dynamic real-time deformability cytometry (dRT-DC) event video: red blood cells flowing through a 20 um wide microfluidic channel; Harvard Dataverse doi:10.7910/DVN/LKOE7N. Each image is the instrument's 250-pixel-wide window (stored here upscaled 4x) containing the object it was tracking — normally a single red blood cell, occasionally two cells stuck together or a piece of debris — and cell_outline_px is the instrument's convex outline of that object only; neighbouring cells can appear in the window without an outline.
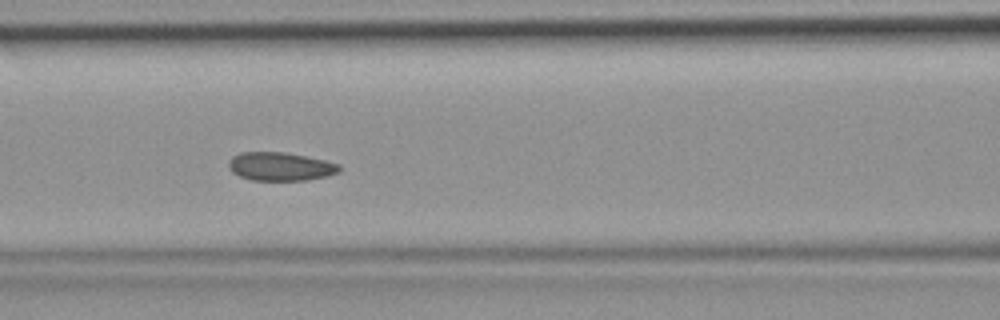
{"species": "common noctule bat (a hibernating species)", "species_latin": "Nyctalus noctula", "temperature_condition": "room temperature", "stored_images_in_passage": 35, "camera_frame_rate_fps": 3000, "um_per_image_px": 0.085, "animal": {"sex": "female", "body_mass_g": 19.9}, "frame": {"image": 1, "passage_image": 20, "time_ms": 6.333, "image_size_px": [1000, 320], "cell_outline_px": [[340, 172], [328, 176], [308, 180], [252, 180], [240, 176], [232, 172], [228, 168], [228, 160], [232, 156], [240, 152], [284, 152], [324, 160], [340, 164]], "centroid_in_image_um": [23.82, 14.15], "position_along_channel_um": 142.8, "area_um2": 18.44}}
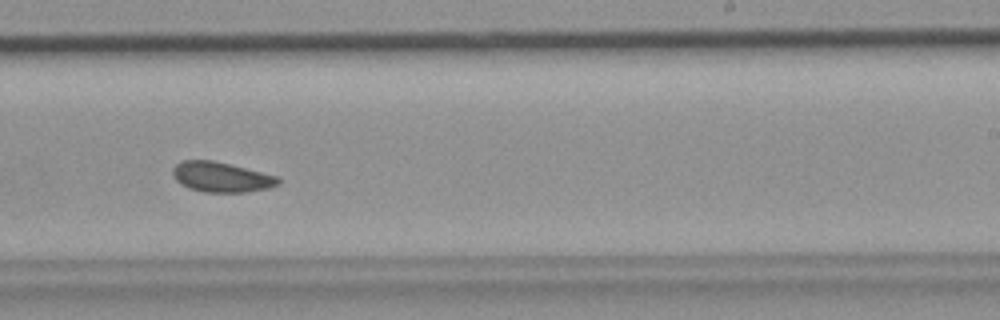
{"frame": {"image": 2, "passage_image": 29, "time_ms": 9.333, "image_size_px": [1000, 320], "cell_outline_px": [[280, 184], [268, 188], [248, 192], [204, 192], [188, 188], [180, 184], [172, 176], [172, 168], [180, 160], [212, 160], [280, 176]], "centroid_in_image_um": [18.8, 15.05], "position_along_channel_um": 270.2, "area_um2": 18.73}}
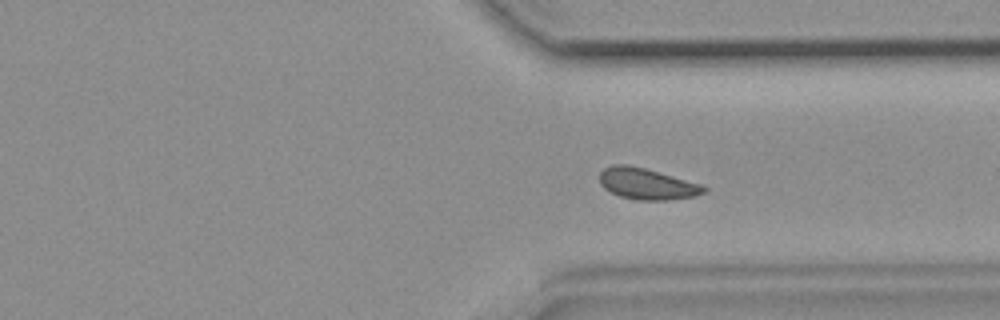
{"frame": {"image": 3, "passage_image": 35, "time_ms": 11.333, "image_size_px": [1000, 320], "cell_outline_px": [[708, 188], [704, 192], [696, 196], [668, 200], [636, 200], [620, 196], [604, 188], [600, 184], [600, 172], [604, 168], [612, 164], [628, 164], [644, 168], [700, 184]], "centroid_in_image_um": [54.96, 15.63], "position_along_channel_um": 356.4, "area_um2": 18.84}}